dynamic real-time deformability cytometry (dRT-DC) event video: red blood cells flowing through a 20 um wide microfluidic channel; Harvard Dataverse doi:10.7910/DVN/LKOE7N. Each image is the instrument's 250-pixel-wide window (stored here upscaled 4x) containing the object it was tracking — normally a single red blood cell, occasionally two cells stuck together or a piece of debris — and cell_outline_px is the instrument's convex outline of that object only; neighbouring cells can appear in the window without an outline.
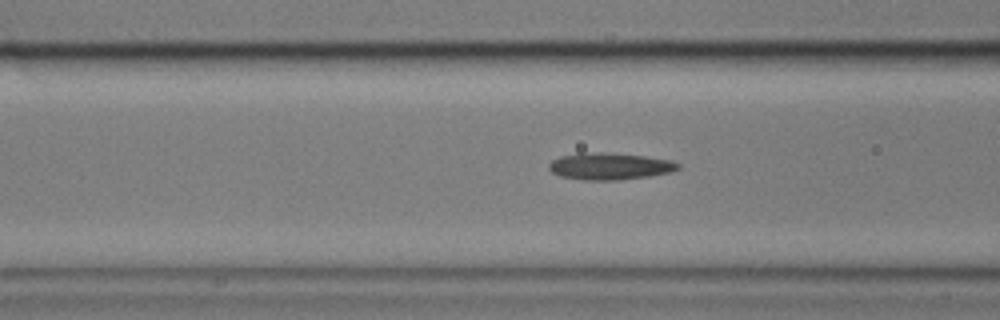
{"species": "common noctule bat (a hibernating species)", "species_latin": "Nyctalus noctula", "temperature_condition": "cold", "stored_images_in_passage": 55, "camera_frame_rate_fps": 3000, "um_per_image_px": 0.085, "animal": {"sex": "male", "body_mass_g": 17.9}, "frame": {"image": 1, "passage_image": 18, "time_ms": 5.667, "image_size_px": [1000, 320], "cell_outline_px": [[680, 168], [672, 172], [648, 176], [620, 180], [584, 180], [560, 176], [552, 172], [548, 168], [548, 164], [552, 160], [560, 156], [580, 152], [604, 152], [644, 156], [672, 160], [680, 164]], "centroid_in_image_um": [51.82, 14.12], "position_along_channel_um": 114.8, "area_um2": 20.4}}
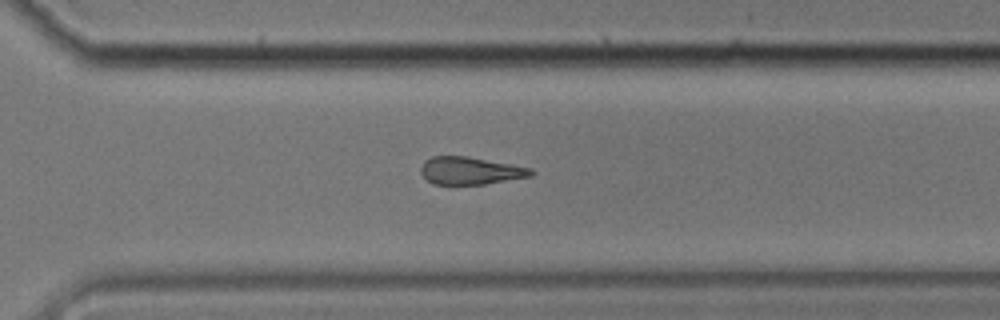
{"frame": {"image": 2, "passage_image": 37, "time_ms": 12.0, "image_size_px": [1000, 320], "cell_outline_px": [[536, 172], [532, 176], [484, 184], [432, 184], [420, 172], [420, 168], [424, 160], [432, 156], [464, 156], [512, 164], [532, 168]], "centroid_in_image_um": [39.99, 14.51], "position_along_channel_um": 330.6, "area_um2": 17.69}}
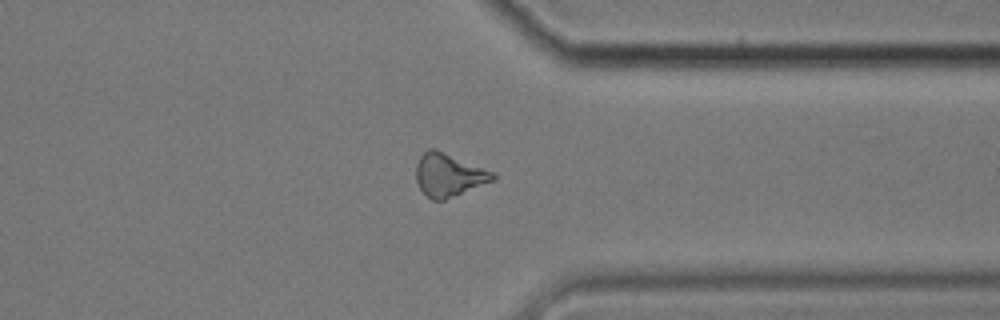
{"frame": {"image": 3, "passage_image": 41, "time_ms": 13.333, "image_size_px": [1000, 320], "cell_outline_px": [[496, 180], [444, 200], [432, 200], [420, 188], [416, 180], [416, 164], [420, 156], [428, 148], [436, 148], [496, 172]], "centroid_in_image_um": [38.18, 14.85], "position_along_channel_um": 373.2, "area_um2": 19.54}}